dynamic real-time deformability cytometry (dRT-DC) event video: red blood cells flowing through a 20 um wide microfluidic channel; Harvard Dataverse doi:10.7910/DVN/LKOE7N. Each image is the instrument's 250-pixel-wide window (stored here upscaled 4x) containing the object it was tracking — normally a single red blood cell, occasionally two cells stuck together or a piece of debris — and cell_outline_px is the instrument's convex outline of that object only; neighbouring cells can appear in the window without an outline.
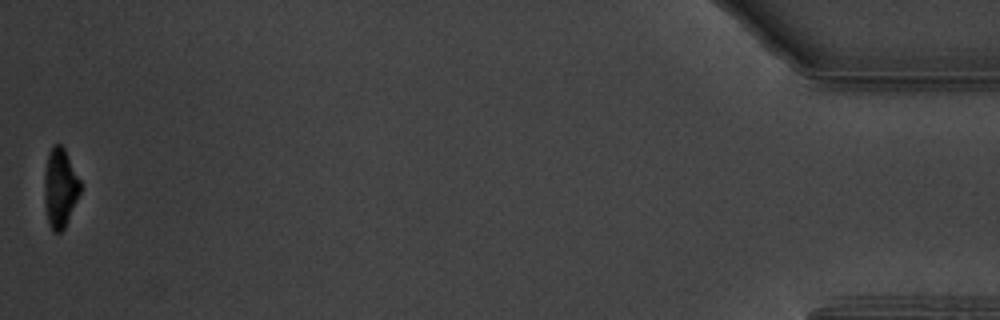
{"species": "common noctule bat (a hibernating species)", "species_latin": "Nyctalus noctula", "temperature_condition": "warm", "stored_images_in_passage": 46, "camera_frame_rate_fps": 3000, "um_per_image_px": 0.085, "animal": {"sex": "male", "body_mass_g": 19.5, "forearm_length_mm": 54.6}, "frame": {"image": 1, "passage_image": 46, "time_ms": 15.0, "image_size_px": [1000, 320], "cell_outline_px": [[80, 192], [68, 220], [64, 228], [60, 232], [52, 232], [48, 220], [44, 200], [44, 172], [48, 156], [52, 144], [60, 144], [64, 148], [80, 180]], "centroid_in_image_um": [5.09, 15.96], "position_along_channel_um": 430.1, "area_um2": 16.42}, "authors_computed_cell_mechanics": {"area_um2": 18.8428, "velocity_mm_per_s": 3.3178, "shape_relaxation_time_tau1_ms": 3.6395, "shape_relaxation_time_tau2_ms": 3.5153, "deformation_change_tau1": 0.1626, "deformation_change_tau2": 0.0883}}